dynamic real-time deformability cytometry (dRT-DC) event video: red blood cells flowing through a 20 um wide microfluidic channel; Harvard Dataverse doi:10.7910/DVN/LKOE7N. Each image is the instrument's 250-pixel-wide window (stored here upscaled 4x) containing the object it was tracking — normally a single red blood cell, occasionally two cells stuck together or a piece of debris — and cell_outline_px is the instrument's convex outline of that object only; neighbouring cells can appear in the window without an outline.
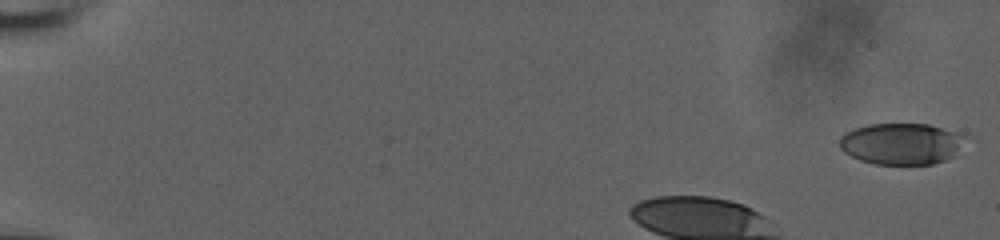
{"species": "human", "species_latin": "Homo sapiens", "temperature_condition": "room temperature", "stored_images_in_passage": 9, "camera_frame_rate_fps": 3000, "um_per_image_px": 0.085, "donor": {"sex": "male"}, "frame": {"image": 1, "passage_image": 1, "time_ms": 0.0, "image_size_px": [1000, 240], "cell_outline_px": [[968, 136], [952, 156], [944, 160], [932, 164], [876, 164], [860, 160], [844, 152], [840, 148], [840, 136], [856, 128], [868, 124], [928, 124], [964, 132]], "centroid_in_image_um": [76.66, 12.2], "position_along_channel_um": 8.3, "area_um2": 30.4}}
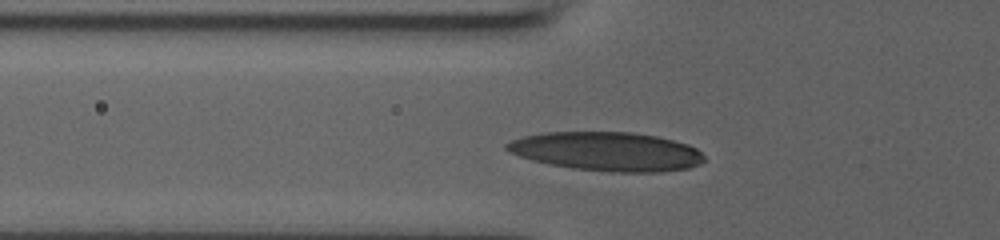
{"frame": {"image": 2, "passage_image": 7, "time_ms": 2.0, "image_size_px": [1000, 240], "cell_outline_px": [[704, 160], [700, 164], [688, 168], [660, 172], [608, 172], [572, 168], [532, 160], [508, 152], [504, 148], [504, 144], [512, 140], [524, 136], [544, 132], [632, 132], [656, 136], [688, 144], [696, 148], [704, 156]], "centroid_in_image_um": [51.58, 12.87], "position_along_channel_um": 74.2, "area_um2": 44.8}}
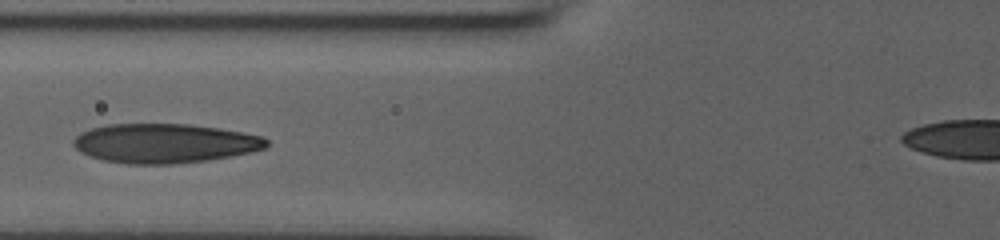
{"frame": {"image": 3, "passage_image": 8, "time_ms": 2.333, "image_size_px": [1000, 240], "cell_outline_px": [[268, 144], [264, 148], [252, 152], [232, 156], [208, 160], [172, 164], [128, 164], [104, 160], [88, 156], [80, 152], [72, 144], [72, 140], [80, 132], [92, 128], [108, 124], [188, 124], [220, 128], [264, 136], [268, 140]], "centroid_in_image_um": [13.99, 12.18], "position_along_channel_um": 111.8, "area_um2": 44.51}}